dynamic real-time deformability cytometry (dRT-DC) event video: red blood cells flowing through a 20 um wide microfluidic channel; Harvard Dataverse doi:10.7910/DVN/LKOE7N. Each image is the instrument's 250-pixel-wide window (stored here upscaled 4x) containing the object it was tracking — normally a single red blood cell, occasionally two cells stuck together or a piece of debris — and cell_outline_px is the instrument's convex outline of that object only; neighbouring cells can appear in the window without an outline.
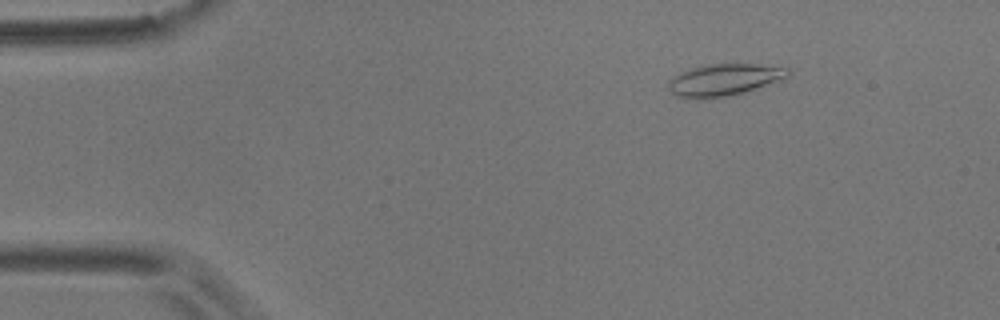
{"species": "common noctule bat (a hibernating species)", "species_latin": "Nyctalus noctula", "temperature_condition": "room temperature", "stored_images_in_passage": 13, "camera_frame_rate_fps": 3000, "um_per_image_px": 0.085, "animal": {"sex": "male", "body_mass_g": 17.9}, "frame": {"image": 1, "passage_image": 3, "time_ms": 0.667, "image_size_px": [1000, 320], "cell_outline_px": [[788, 76], [780, 80], [728, 96], [704, 100], [676, 96], [668, 88], [668, 80], [680, 72], [692, 68], [712, 64], [756, 64], [788, 68]], "centroid_in_image_um": [61.48, 6.79], "position_along_channel_um": 23.5, "area_um2": 21.91}}
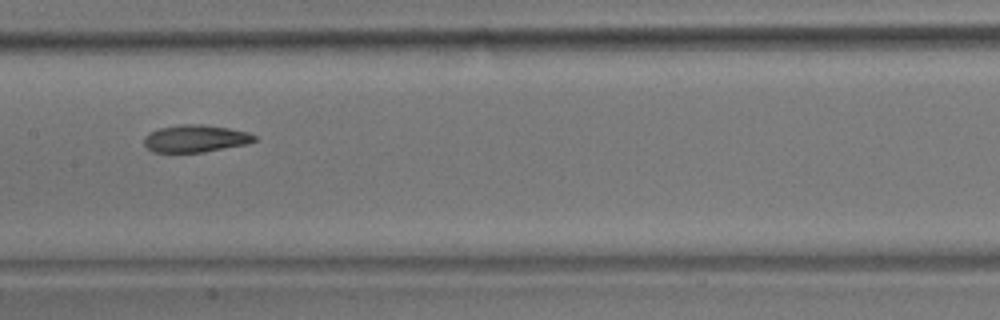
{"frame": {"image": 2, "passage_image": 8, "time_ms": 2.333, "image_size_px": [1000, 320], "cell_outline_px": [[256, 140], [248, 144], [204, 152], [152, 152], [144, 144], [144, 136], [148, 132], [160, 128], [180, 124], [200, 124], [228, 128], [248, 132], [256, 136]], "centroid_in_image_um": [16.6, 11.78], "position_along_channel_um": 190.8, "area_um2": 17.63}}
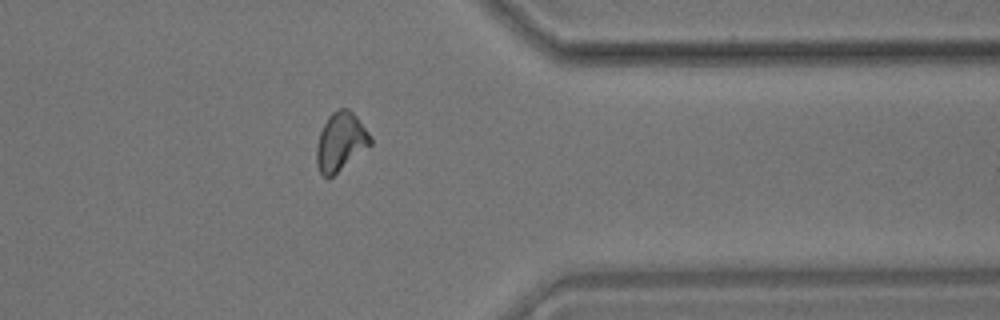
{"frame": {"image": 3, "passage_image": 13, "time_ms": 4.0, "image_size_px": [1000, 320], "cell_outline_px": [[372, 144], [332, 176], [324, 176], [320, 172], [316, 164], [316, 144], [320, 132], [328, 116], [332, 112], [340, 108], [348, 108], [356, 116], [372, 136]], "centroid_in_image_um": [28.95, 12.02], "position_along_channel_um": 382.4, "area_um2": 18.21}}